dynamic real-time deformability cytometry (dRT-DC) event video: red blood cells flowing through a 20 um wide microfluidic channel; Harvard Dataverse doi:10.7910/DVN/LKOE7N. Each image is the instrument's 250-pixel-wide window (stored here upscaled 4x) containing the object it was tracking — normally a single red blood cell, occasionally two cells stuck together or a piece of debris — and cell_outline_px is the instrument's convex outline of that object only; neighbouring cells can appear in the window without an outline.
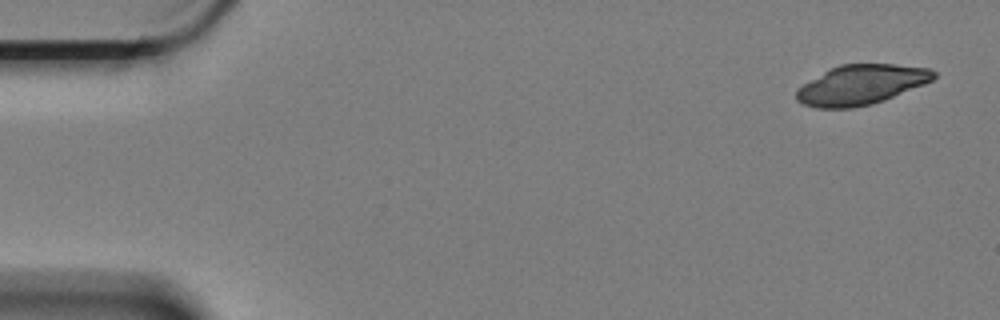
{"species": "Egyptian fruit bat (a non-hibernating species)", "species_latin": "Rousettus aegyptiacus", "temperature_condition": "cold", "stored_images_in_passage": 4, "camera_frame_rate_fps": 3000, "um_per_image_px": 0.085, "animal": {"sex": "female"}, "frame": {"image": 1, "passage_image": 1, "time_ms": 0.0, "image_size_px": [1000, 320], "cell_outline_px": [[936, 76], [932, 80], [924, 84], [884, 100], [872, 104], [852, 108], [816, 108], [804, 104], [796, 100], [796, 92], [804, 84], [828, 68], [840, 64], [896, 64], [928, 68], [936, 72]], "centroid_in_image_um": [73.19, 7.2], "position_along_channel_um": 11.8, "area_um2": 31.73}}